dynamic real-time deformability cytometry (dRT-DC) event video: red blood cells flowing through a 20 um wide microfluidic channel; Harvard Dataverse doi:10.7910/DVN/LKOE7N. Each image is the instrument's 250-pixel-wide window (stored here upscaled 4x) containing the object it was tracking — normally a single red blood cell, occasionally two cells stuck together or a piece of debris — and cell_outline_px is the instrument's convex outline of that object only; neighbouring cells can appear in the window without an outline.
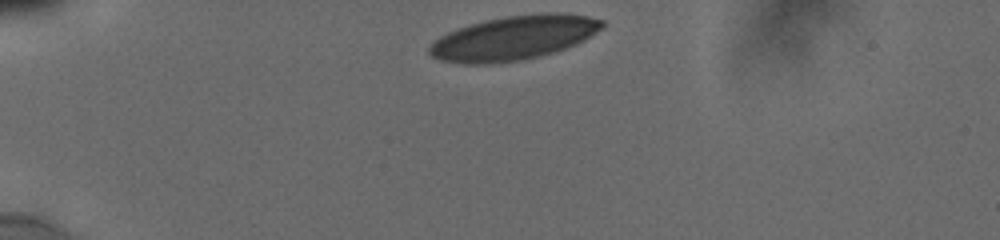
{"species": "human", "species_latin": "Homo sapiens", "temperature_condition": "cold", "stored_images_in_passage": 13, "camera_frame_rate_fps": 3000, "um_per_image_px": 0.085, "donor": {"sex": "male"}, "frame": {"image": 1, "passage_image": 1, "time_ms": 0.0, "image_size_px": [1000, 240], "cell_outline_px": [[604, 28], [584, 40], [576, 44], [556, 52], [540, 56], [520, 60], [492, 64], [468, 64], [440, 60], [432, 56], [428, 52], [428, 48], [440, 36], [448, 32], [484, 20], [504, 16], [540, 12], [556, 12], [588, 16], [604, 20]], "centroid_in_image_um": [43.72, 3.21], "position_along_channel_um": 41.3, "area_um2": 44.68}}
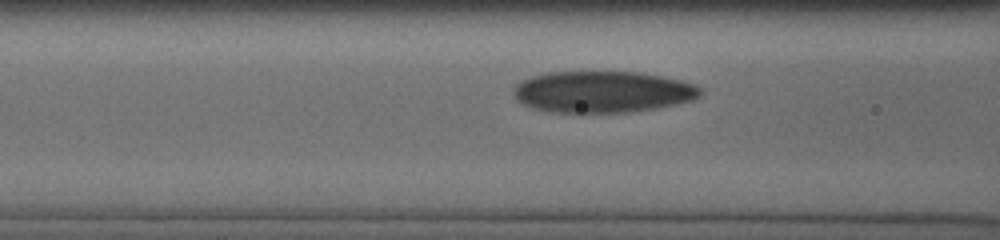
{"frame": {"image": 2, "passage_image": 8, "time_ms": 3.333, "image_size_px": [1000, 240], "cell_outline_px": [[700, 96], [692, 100], [656, 108], [624, 112], [548, 112], [524, 104], [516, 100], [512, 92], [512, 88], [516, 84], [532, 76], [548, 72], [640, 72], [684, 80], [696, 84], [700, 88]], "centroid_in_image_um": [51.22, 7.79], "position_along_channel_um": 115.4, "area_um2": 45.14}}
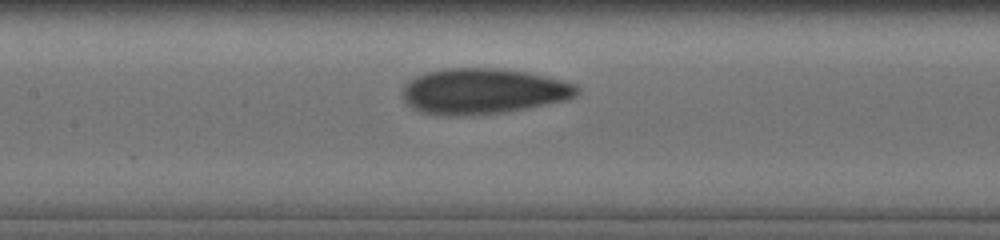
{"frame": {"image": 3, "passage_image": 12, "time_ms": 4.667, "image_size_px": [1000, 240], "cell_outline_px": [[580, 92], [564, 100], [504, 112], [456, 116], [452, 116], [424, 112], [412, 108], [404, 100], [404, 84], [408, 80], [424, 72], [444, 68], [500, 68], [524, 72], [544, 76], [576, 84], [580, 88]], "centroid_in_image_um": [41.02, 7.74], "position_along_channel_um": 166.4, "area_um2": 45.95}}